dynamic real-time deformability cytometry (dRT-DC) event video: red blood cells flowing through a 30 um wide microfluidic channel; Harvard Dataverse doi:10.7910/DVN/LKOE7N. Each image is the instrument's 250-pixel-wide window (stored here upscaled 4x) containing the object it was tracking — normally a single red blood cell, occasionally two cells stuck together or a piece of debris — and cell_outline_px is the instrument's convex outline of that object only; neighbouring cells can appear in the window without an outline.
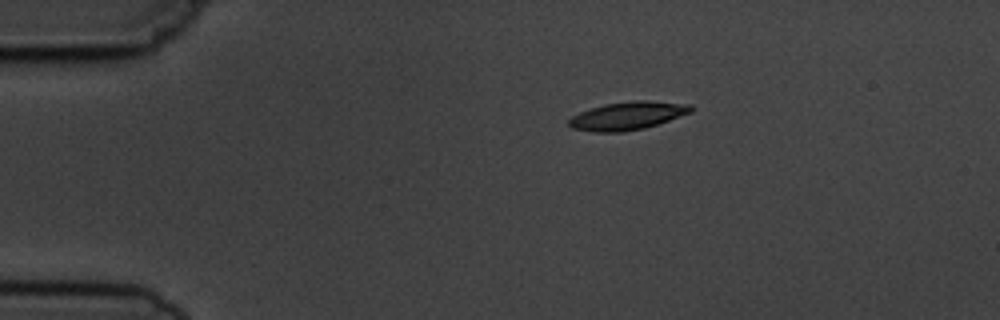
{"species": "common noctule bat (a hibernating species)", "species_latin": "Nyctalus noctula", "temperature_condition": "cold", "stored_images_in_passage": 3, "camera_frame_rate_fps": 3000, "um_per_image_px": 0.085, "animal": {"sex": "male", "body_mass_g": 19.5, "forearm_length_mm": 54.6}, "frame": {"image": 1, "passage_image": 1, "time_ms": 0.0, "image_size_px": [1000, 320], "cell_outline_px": [[692, 112], [644, 128], [620, 132], [592, 132], [572, 128], [568, 124], [568, 120], [572, 116], [580, 112], [604, 104], [636, 100], [648, 100], [692, 104]], "centroid_in_image_um": [53.34, 9.83], "position_along_channel_um": 31.7, "area_um2": 19.88}}